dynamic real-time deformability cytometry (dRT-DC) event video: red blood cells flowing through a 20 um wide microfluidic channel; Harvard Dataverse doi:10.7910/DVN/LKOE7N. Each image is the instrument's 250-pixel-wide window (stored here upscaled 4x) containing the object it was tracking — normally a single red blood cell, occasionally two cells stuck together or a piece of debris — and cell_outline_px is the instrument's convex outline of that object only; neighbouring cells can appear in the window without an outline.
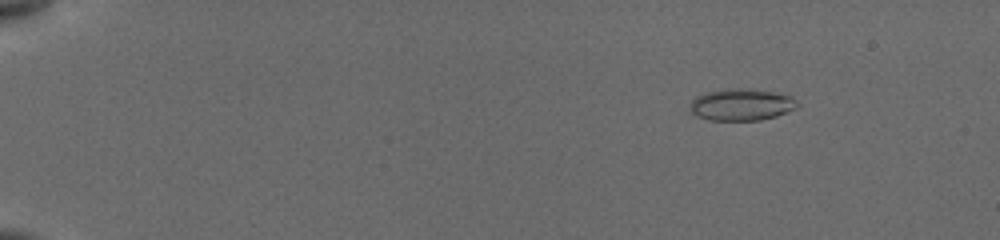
{"species": "common noctule bat (a hibernating species)", "species_latin": "Nyctalus noctula", "temperature_condition": "cold", "stored_images_in_passage": 48, "camera_frame_rate_fps": 3000, "um_per_image_px": 0.085, "animal": {"sex": "female", "body_mass_g": 19.5, "forearm_length_mm": 54.1}, "frame": {"image": 1, "passage_image": 4, "time_ms": 2.0, "image_size_px": [1000, 240], "cell_outline_px": [[800, 104], [796, 108], [776, 116], [760, 120], [708, 120], [696, 116], [688, 108], [688, 104], [696, 96], [704, 92], [740, 88], [772, 92], [792, 96]], "centroid_in_image_um": [62.99, 8.9], "position_along_channel_um": 22.0, "area_um2": 19.88}}
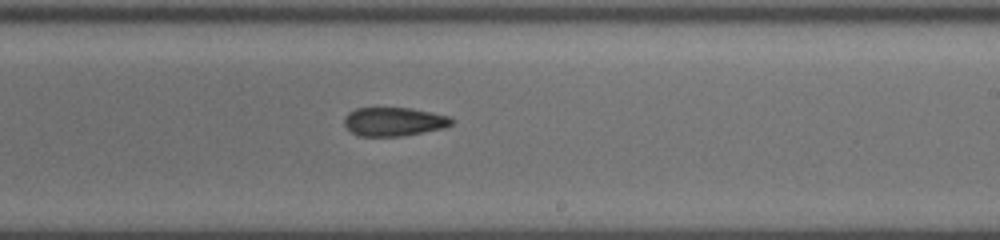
{"frame": {"image": 2, "passage_image": 30, "time_ms": 11.333, "image_size_px": [1000, 240], "cell_outline_px": [[452, 124], [444, 128], [404, 136], [356, 136], [344, 124], [344, 120], [348, 112], [356, 108], [412, 108], [448, 116], [452, 120]], "centroid_in_image_um": [33.46, 10.34], "position_along_channel_um": 255.5, "area_um2": 17.92}}
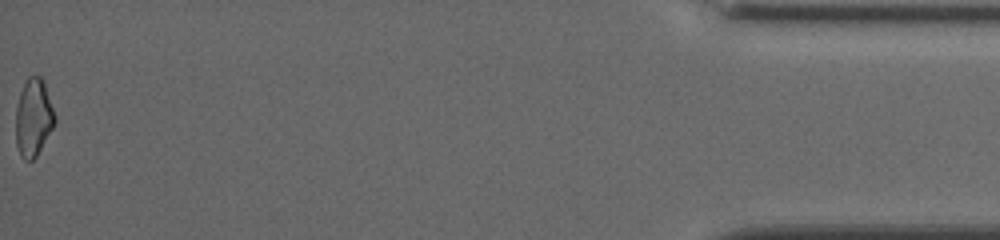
{"frame": {"image": 3, "passage_image": 48, "time_ms": 18.0, "image_size_px": [1000, 240], "cell_outline_px": [[56, 120], [52, 128], [36, 156], [32, 160], [24, 160], [20, 156], [16, 144], [16, 108], [20, 92], [28, 76], [40, 76], [44, 80], [56, 116]], "centroid_in_image_um": [2.84, 9.98], "position_along_channel_um": 432.4, "area_um2": 17.63}, "authors_computed_cell_mechanics": {"area_um2": 18.6694, "velocity_mm_per_s": 3.8693, "shape_relaxation_time_tau1_ms": null, "shape_relaxation_time_tau2_ms": 4.8358, "deformation_change_tau1": null, "deformation_change_tau2": 0.1281}}